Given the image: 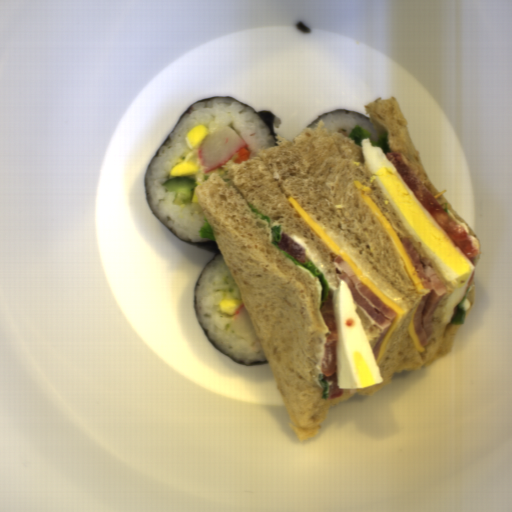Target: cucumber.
<instances>
[{
	"label": "cucumber",
	"instance_id": "cucumber-1",
	"mask_svg": "<svg viewBox=\"0 0 512 512\" xmlns=\"http://www.w3.org/2000/svg\"><path fill=\"white\" fill-rule=\"evenodd\" d=\"M162 186L166 191L174 193L173 204L186 205L192 202L197 183L189 176H178L166 181Z\"/></svg>",
	"mask_w": 512,
	"mask_h": 512
}]
</instances>
